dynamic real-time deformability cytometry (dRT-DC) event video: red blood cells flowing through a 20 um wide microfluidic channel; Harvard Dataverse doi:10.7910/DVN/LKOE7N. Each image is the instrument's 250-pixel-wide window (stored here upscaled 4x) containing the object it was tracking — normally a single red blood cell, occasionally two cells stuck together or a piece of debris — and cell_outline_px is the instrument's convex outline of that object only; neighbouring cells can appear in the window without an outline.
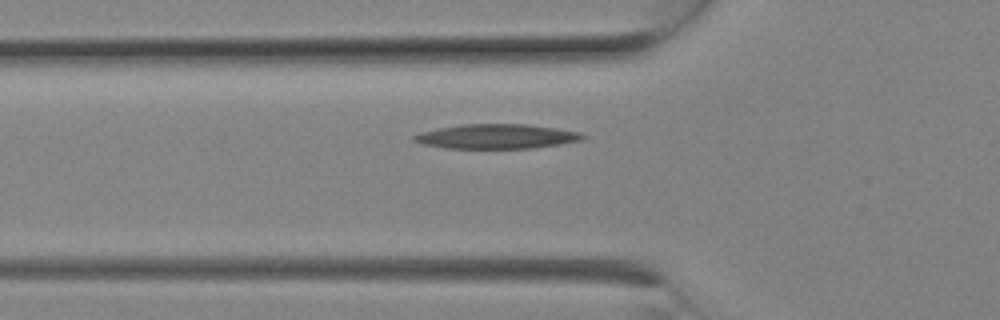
{"species": "Egyptian fruit bat (a non-hibernating species)", "species_latin": "Rousettus aegyptiacus", "temperature_condition": "room temperature", "stored_images_in_passage": 3, "camera_frame_rate_fps": 3000, "um_per_image_px": 0.085, "animal": {"sex": "female"}, "frame": {"image": 1, "passage_image": 3, "time_ms": 0.667, "image_size_px": [1000, 320], "cell_outline_px": [[588, 136], [584, 140], [560, 144], [532, 148], [448, 148], [424, 144], [412, 140], [412, 136], [420, 132], [460, 124], [528, 124], [556, 128], [580, 132]], "centroid_in_image_um": [42.26, 11.59], "position_along_channel_um": 83.5, "area_um2": 24.16}}